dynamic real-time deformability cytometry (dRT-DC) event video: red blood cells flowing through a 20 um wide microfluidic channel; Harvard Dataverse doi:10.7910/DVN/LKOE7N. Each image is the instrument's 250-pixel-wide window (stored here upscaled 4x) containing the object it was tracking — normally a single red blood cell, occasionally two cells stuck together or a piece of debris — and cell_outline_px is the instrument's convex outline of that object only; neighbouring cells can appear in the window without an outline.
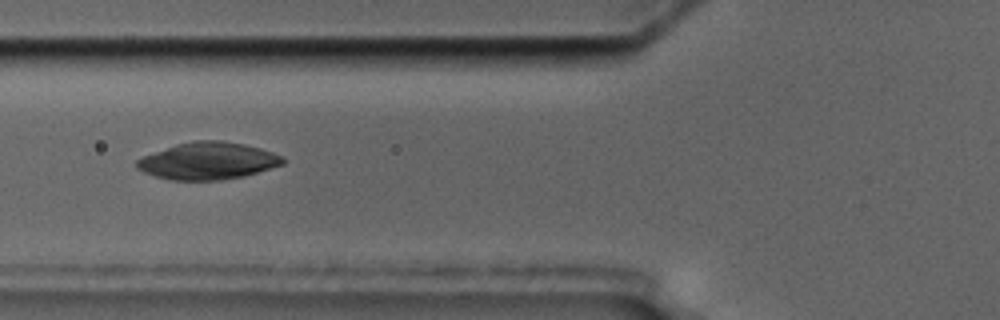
{"species": "common noctule bat (a hibernating species)", "species_latin": "Nyctalus noctula", "temperature_condition": "cold", "stored_images_in_passage": 6, "camera_frame_rate_fps": 3000, "um_per_image_px": 0.085, "animal": {"sex": "male", "body_mass_g": 17.5, "forearm_length_mm": 52.3}, "frame": {"image": 1, "passage_image": 3, "time_ms": 2.0, "image_size_px": [1000, 320], "cell_outline_px": [[284, 164], [244, 176], [220, 180], [172, 180], [156, 176], [144, 172], [136, 168], [136, 160], [144, 156], [176, 144], [196, 140], [224, 140], [244, 144], [260, 148], [284, 156]], "centroid_in_image_um": [17.69, 13.67], "position_along_channel_um": 108.1, "area_um2": 31.5}}
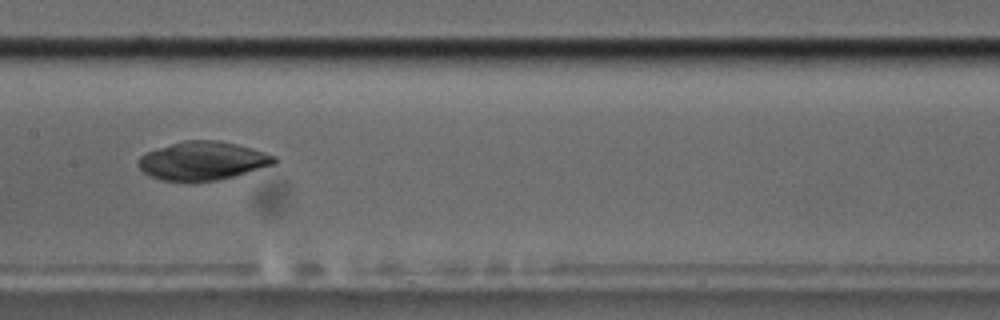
{"frame": {"image": 2, "passage_image": 5, "time_ms": 4.333, "image_size_px": [1000, 320], "cell_outline_px": [[276, 164], [236, 176], [216, 180], [160, 180], [144, 172], [136, 164], [140, 156], [148, 152], [184, 140], [216, 140], [236, 144], [252, 148], [276, 156]], "centroid_in_image_um": [17.27, 13.66], "position_along_channel_um": 190.1, "area_um2": 30.11}}
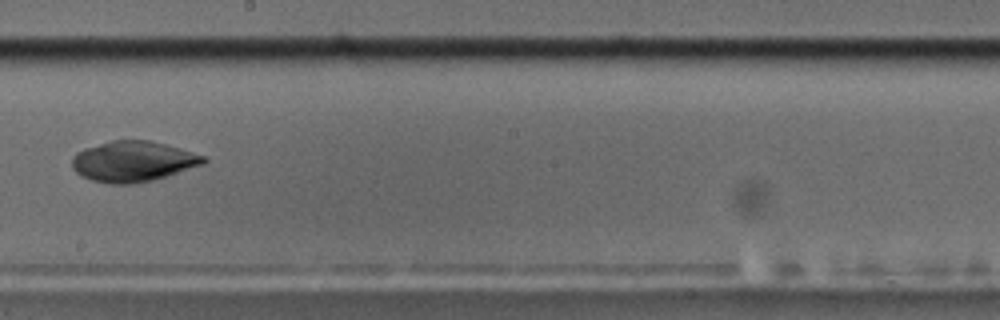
{"frame": {"image": 3, "passage_image": 6, "time_ms": 5.667, "image_size_px": [1000, 320], "cell_outline_px": [[208, 160], [204, 164], [152, 180], [136, 184], [108, 184], [92, 180], [80, 176], [72, 168], [72, 156], [76, 152], [84, 148], [112, 140], [148, 140], [180, 148], [204, 156]], "centroid_in_image_um": [11.27, 13.72], "position_along_channel_um": 236.9, "area_um2": 31.1}}